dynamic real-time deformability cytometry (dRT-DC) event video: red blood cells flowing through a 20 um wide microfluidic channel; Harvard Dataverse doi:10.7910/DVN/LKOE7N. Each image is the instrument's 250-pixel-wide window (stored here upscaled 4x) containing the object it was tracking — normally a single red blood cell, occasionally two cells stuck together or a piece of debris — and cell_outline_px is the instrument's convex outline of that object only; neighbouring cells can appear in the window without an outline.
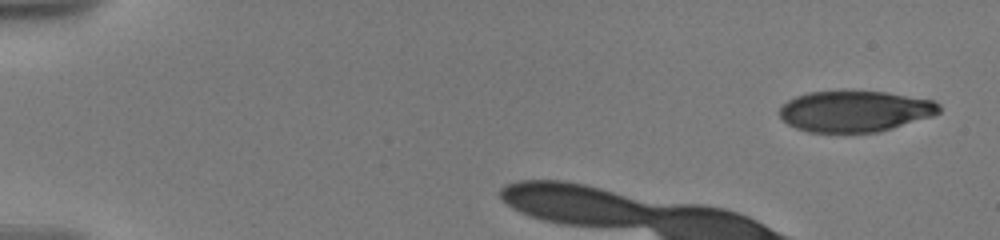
{"species": "human", "species_latin": "Homo sapiens", "temperature_condition": "warm", "stored_images_in_passage": 5, "camera_frame_rate_fps": 3000, "um_per_image_px": 0.085, "donor": {"sex": "male"}, "frame": {"image": 1, "passage_image": 1, "time_ms": 0.0, "image_size_px": [1000, 240], "cell_outline_px": [[940, 112], [932, 116], [880, 132], [808, 132], [796, 128], [788, 124], [780, 116], [780, 108], [788, 100], [796, 96], [808, 92], [884, 92], [932, 100], [940, 104]], "centroid_in_image_um": [72.67, 9.47], "position_along_channel_um": 12.3, "area_um2": 37.8}}